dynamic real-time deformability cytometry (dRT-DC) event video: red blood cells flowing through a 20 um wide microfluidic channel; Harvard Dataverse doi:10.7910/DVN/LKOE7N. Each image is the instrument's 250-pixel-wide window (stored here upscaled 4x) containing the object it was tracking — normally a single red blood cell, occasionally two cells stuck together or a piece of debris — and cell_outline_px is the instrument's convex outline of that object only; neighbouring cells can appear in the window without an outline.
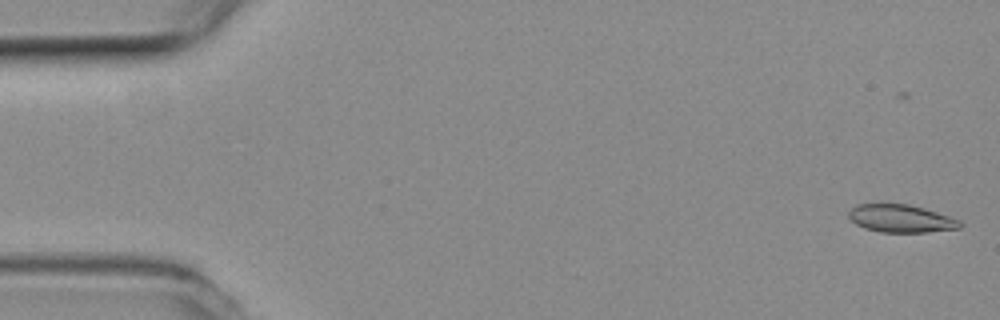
{"species": "common noctule bat (a hibernating species)", "species_latin": "Nyctalus noctula", "temperature_condition": "room temperature", "stored_images_in_passage": 53, "camera_frame_rate_fps": 3000, "um_per_image_px": 0.085, "animal": {"sex": "female", "body_mass_g": 19.3, "forearm_length_mm": 54.1}, "frame": {"image": 1, "passage_image": 1, "time_ms": 0.0, "image_size_px": [1000, 320], "cell_outline_px": [[964, 224], [960, 228], [928, 232], [880, 232], [864, 228], [856, 224], [848, 216], [848, 212], [856, 204], [908, 204], [924, 208], [960, 220]], "centroid_in_image_um": [76.59, 18.58], "position_along_channel_um": 8.4, "area_um2": 17.98}}
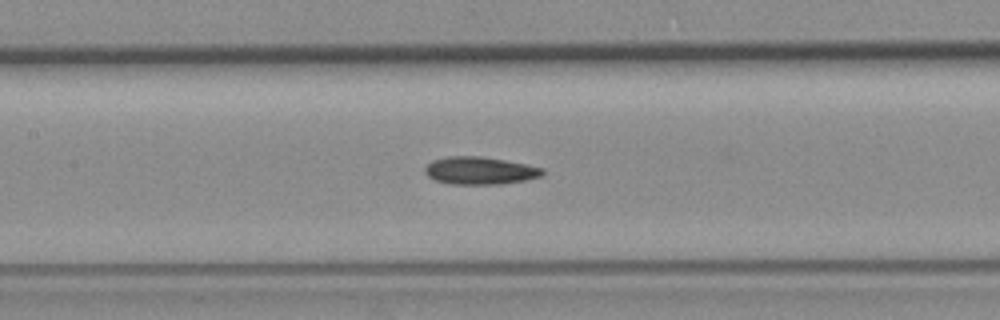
{"frame": {"image": 2, "passage_image": 24, "time_ms": 7.667, "image_size_px": [1000, 320], "cell_outline_px": [[544, 176], [504, 184], [448, 184], [436, 180], [428, 176], [424, 172], [424, 168], [432, 160], [448, 156], [480, 156], [528, 164], [544, 168]], "centroid_in_image_um": [40.81, 14.5], "position_along_channel_um": 166.6, "area_um2": 19.07}}
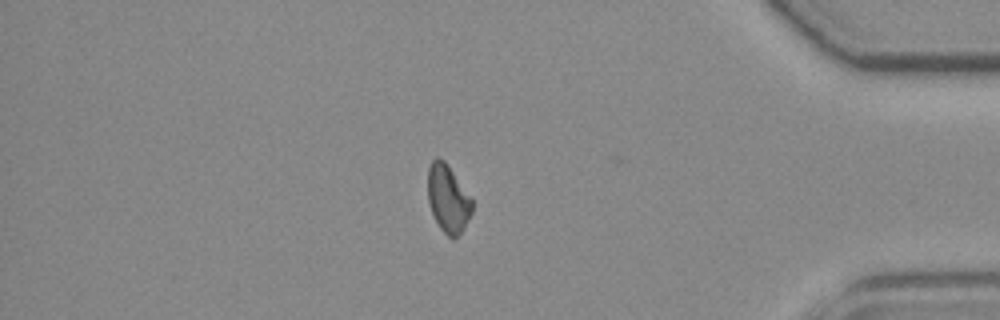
{"frame": {"image": 3, "passage_image": 45, "time_ms": 14.667, "image_size_px": [1000, 320], "cell_outline_px": [[472, 212], [464, 228], [452, 240], [440, 228], [432, 212], [428, 200], [428, 168], [432, 160], [436, 156], [444, 160], [472, 200]], "centroid_in_image_um": [38.06, 16.89], "position_along_channel_um": 397.1, "area_um2": 17.11}}